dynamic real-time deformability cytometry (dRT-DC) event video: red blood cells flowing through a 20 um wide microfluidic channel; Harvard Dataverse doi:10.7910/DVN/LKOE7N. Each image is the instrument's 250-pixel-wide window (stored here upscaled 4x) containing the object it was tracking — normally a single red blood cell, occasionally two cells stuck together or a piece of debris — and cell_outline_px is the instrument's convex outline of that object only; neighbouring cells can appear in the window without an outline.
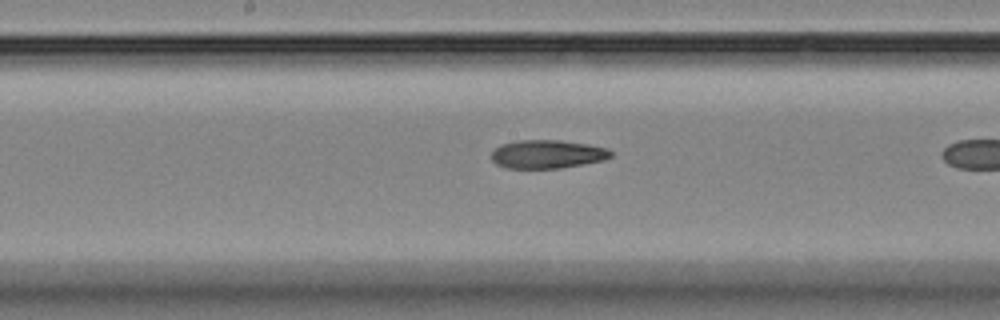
{"species": "Egyptian fruit bat (a non-hibernating species)", "species_latin": "Rousettus aegyptiacus", "temperature_condition": "room temperature", "stored_images_in_passage": 6, "camera_frame_rate_fps": 3000, "um_per_image_px": 0.085, "animal": {"sex": "female"}, "frame": {"image": 1, "passage_image": 6, "time_ms": 6.0, "image_size_px": [1000, 320], "cell_outline_px": [[612, 156], [604, 160], [584, 164], [560, 168], [504, 168], [496, 164], [492, 160], [492, 152], [500, 144], [516, 140], [560, 140], [588, 144], [608, 148], [612, 152]], "centroid_in_image_um": [46.52, 13.1], "position_along_channel_um": 201.7, "area_um2": 19.94}}